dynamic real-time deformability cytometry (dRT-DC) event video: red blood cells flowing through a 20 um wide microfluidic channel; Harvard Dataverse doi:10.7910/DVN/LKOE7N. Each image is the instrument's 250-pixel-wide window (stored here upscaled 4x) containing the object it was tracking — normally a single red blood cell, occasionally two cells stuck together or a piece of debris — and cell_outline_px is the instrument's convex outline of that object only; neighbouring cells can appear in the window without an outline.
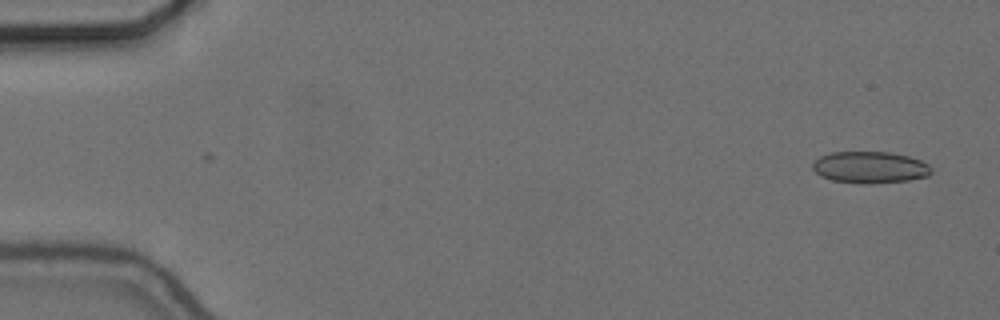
{"species": "common noctule bat (a hibernating species)", "species_latin": "Nyctalus noctula", "temperature_condition": "cold", "stored_images_in_passage": 4, "camera_frame_rate_fps": 3000, "um_per_image_px": 0.085, "animal": {"sex": "female", "body_mass_g": 24.6, "forearm_length_mm": 56.2}, "frame": {"image": 1, "passage_image": 4, "time_ms": 1.0, "image_size_px": [1000, 320], "cell_outline_px": [[932, 172], [928, 176], [908, 180], [872, 184], [864, 184], [832, 180], [820, 176], [812, 168], [812, 164], [820, 156], [832, 152], [892, 152], [908, 156], [920, 160], [928, 164], [932, 168]], "centroid_in_image_um": [73.96, 14.22], "position_along_channel_um": 11.0, "area_um2": 22.02}}